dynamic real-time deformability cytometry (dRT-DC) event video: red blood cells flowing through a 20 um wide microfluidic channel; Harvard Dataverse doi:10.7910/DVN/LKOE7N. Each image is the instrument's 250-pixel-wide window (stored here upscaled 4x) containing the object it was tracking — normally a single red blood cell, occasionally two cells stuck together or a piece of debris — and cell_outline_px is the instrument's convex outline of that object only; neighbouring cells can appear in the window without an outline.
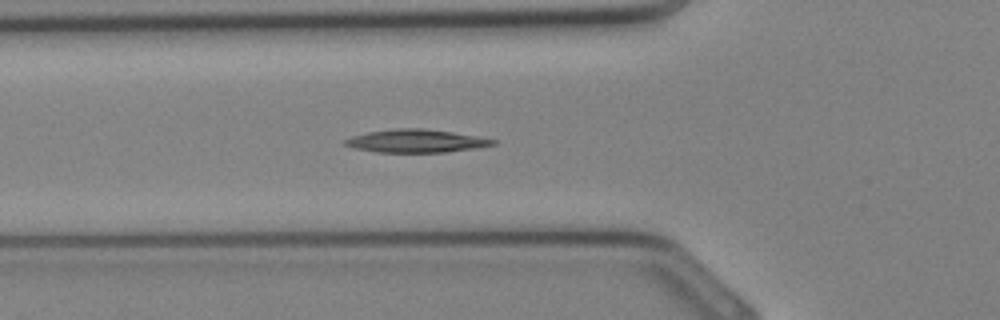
{"species": "Egyptian fruit bat (a non-hibernating species)", "species_latin": "Rousettus aegyptiacus", "temperature_condition": "cold", "stored_images_in_passage": 24, "camera_frame_rate_fps": 3000, "um_per_image_px": 0.085, "animal": {"sex": "female"}, "frame": {"image": 1, "passage_image": 6, "time_ms": 1.667, "image_size_px": [1000, 320], "cell_outline_px": [[496, 144], [472, 148], [444, 152], [376, 152], [352, 148], [344, 144], [344, 140], [352, 136], [368, 132], [396, 128], [424, 128], [452, 132], [476, 136], [496, 140]], "centroid_in_image_um": [35.31, 11.98], "position_along_channel_um": 90.5, "area_um2": 19.65}}
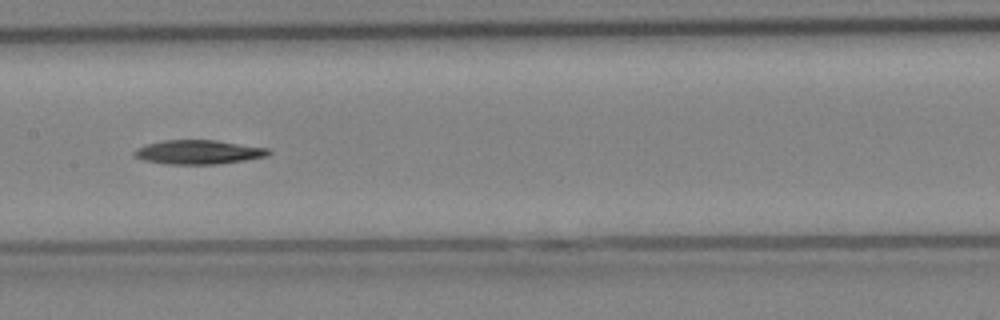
{"frame": {"image": 2, "passage_image": 11, "time_ms": 3.333, "image_size_px": [1000, 320], "cell_outline_px": [[272, 152], [268, 156], [244, 160], [216, 164], [168, 164], [144, 160], [132, 156], [132, 152], [136, 148], [148, 144], [164, 140], [216, 140], [268, 148]], "centroid_in_image_um": [16.86, 12.93], "position_along_channel_um": 190.5, "area_um2": 18.84}}
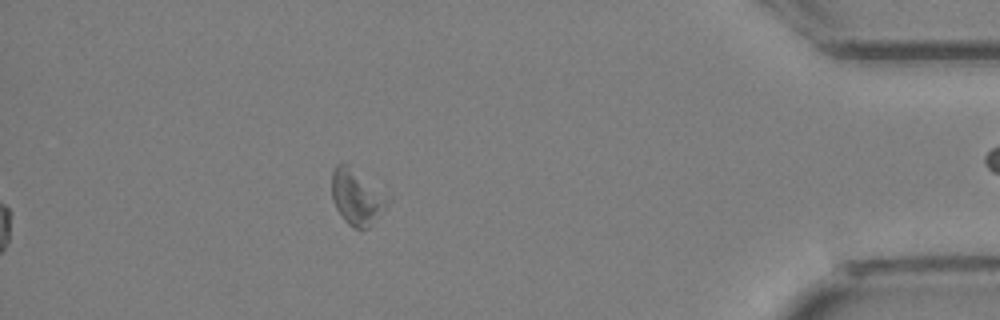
{"frame": {"image": 3, "passage_image": 24, "time_ms": 7.667, "image_size_px": [1000, 320], "cell_outline_px": [[392, 200], [368, 228], [356, 228], [348, 224], [344, 220], [336, 208], [332, 200], [332, 172], [336, 164], [344, 160], [392, 196]], "centroid_in_image_um": [30.36, 16.68], "position_along_channel_um": 404.8, "area_um2": 18.67}}